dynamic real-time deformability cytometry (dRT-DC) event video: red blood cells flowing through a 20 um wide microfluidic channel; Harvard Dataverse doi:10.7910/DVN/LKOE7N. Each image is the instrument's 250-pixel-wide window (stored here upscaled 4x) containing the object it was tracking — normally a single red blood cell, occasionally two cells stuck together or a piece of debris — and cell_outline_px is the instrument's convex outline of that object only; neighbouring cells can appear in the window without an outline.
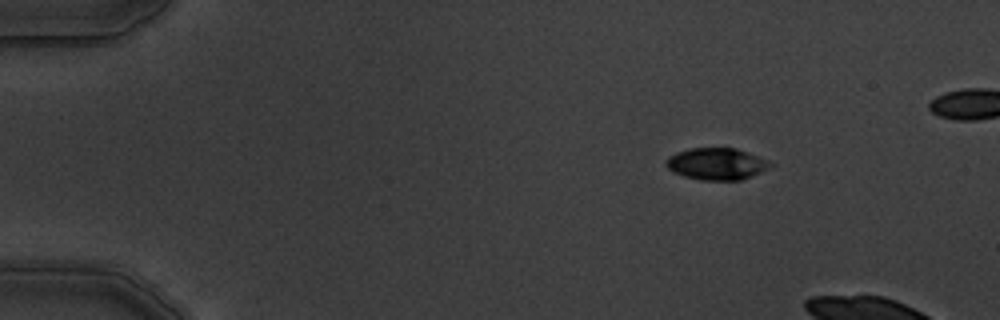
{"species": "common noctule bat (a hibernating species)", "species_latin": "Nyctalus noctula", "temperature_condition": "warm", "stored_images_in_passage": 3, "camera_frame_rate_fps": 3000, "um_per_image_px": 0.085, "animal": {"sex": "male", "body_mass_g": 19.5, "forearm_length_mm": 54.6}, "frame": {"image": 1, "passage_image": 1, "time_ms": 0.0, "image_size_px": [1000, 320], "cell_outline_px": [[776, 164], [760, 172], [740, 180], [700, 180], [684, 176], [672, 172], [664, 164], [664, 160], [668, 156], [676, 152], [688, 148], [736, 148], [768, 160]], "centroid_in_image_um": [60.87, 13.92], "position_along_channel_um": 24.1, "area_um2": 19.48}}